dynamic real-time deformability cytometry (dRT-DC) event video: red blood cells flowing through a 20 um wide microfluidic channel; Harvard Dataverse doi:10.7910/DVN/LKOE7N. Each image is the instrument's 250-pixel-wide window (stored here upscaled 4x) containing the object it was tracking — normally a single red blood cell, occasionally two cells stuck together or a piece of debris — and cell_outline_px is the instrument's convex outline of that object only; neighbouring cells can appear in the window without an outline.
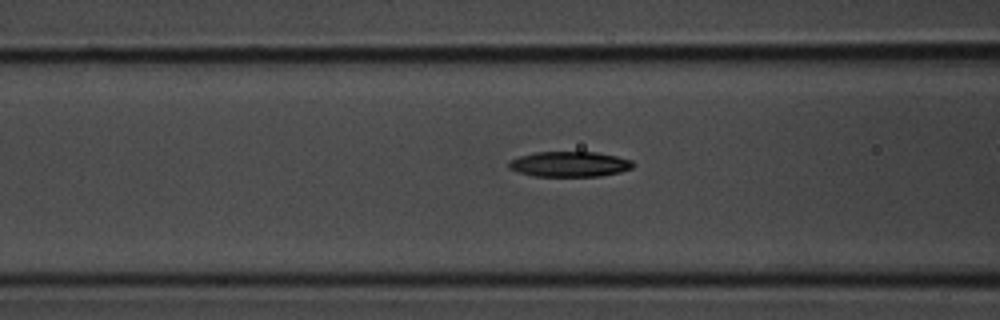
{"species": "common noctule bat (a hibernating species)", "species_latin": "Nyctalus noctula", "temperature_condition": "room temperature", "stored_images_in_passage": 33, "camera_frame_rate_fps": 3000, "um_per_image_px": 0.085, "animal": {"sex": "male", "body_mass_g": 20.1, "forearm_length_mm": 53.5}, "frame": {"image": 1, "passage_image": 15, "time_ms": 4.667, "image_size_px": [1000, 320], "cell_outline_px": [[632, 168], [620, 172], [600, 176], [532, 176], [508, 168], [508, 160], [520, 156], [536, 152], [596, 152], [616, 156], [632, 160]], "centroid_in_image_um": [48.38, 13.95], "position_along_channel_um": 118.2, "area_um2": 18.26}}
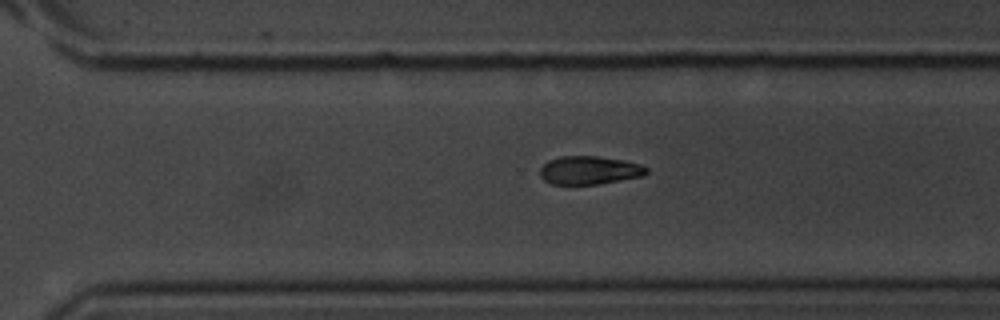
{"frame": {"image": 2, "passage_image": 28, "time_ms": 9.0, "image_size_px": [1000, 320], "cell_outline_px": [[648, 172], [644, 176], [600, 184], [552, 184], [544, 180], [540, 176], [540, 168], [548, 160], [560, 156], [596, 156], [624, 160], [640, 164], [648, 168]], "centroid_in_image_um": [50.11, 14.47], "position_along_channel_um": 320.5, "area_um2": 17.69}}